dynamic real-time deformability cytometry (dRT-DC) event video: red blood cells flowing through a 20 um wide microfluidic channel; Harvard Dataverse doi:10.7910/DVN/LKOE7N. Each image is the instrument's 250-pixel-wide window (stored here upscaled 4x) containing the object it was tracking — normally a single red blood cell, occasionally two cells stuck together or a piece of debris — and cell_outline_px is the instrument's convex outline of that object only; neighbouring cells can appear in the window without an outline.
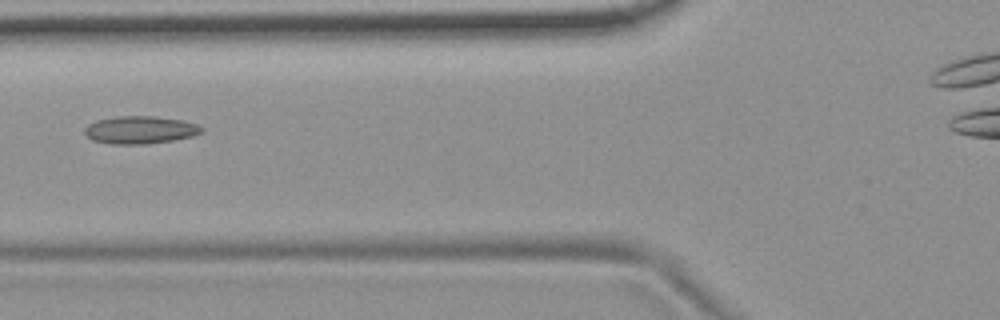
{"species": "common noctule bat (a hibernating species)", "species_latin": "Nyctalus noctula", "temperature_condition": "room temperature", "stored_images_in_passage": 3, "camera_frame_rate_fps": 3000, "um_per_image_px": 0.085, "animal": {"sex": "female", "body_mass_g": 19.9}, "frame": {"image": 1, "passage_image": 3, "time_ms": 2.333, "image_size_px": [1000, 320], "cell_outline_px": [[204, 132], [192, 136], [172, 140], [148, 144], [112, 144], [92, 140], [84, 132], [84, 128], [88, 124], [96, 120], [116, 116], [152, 116], [180, 120], [196, 124], [204, 128]], "centroid_in_image_um": [11.9, 11.04], "position_along_channel_um": 113.9, "area_um2": 18.84}}